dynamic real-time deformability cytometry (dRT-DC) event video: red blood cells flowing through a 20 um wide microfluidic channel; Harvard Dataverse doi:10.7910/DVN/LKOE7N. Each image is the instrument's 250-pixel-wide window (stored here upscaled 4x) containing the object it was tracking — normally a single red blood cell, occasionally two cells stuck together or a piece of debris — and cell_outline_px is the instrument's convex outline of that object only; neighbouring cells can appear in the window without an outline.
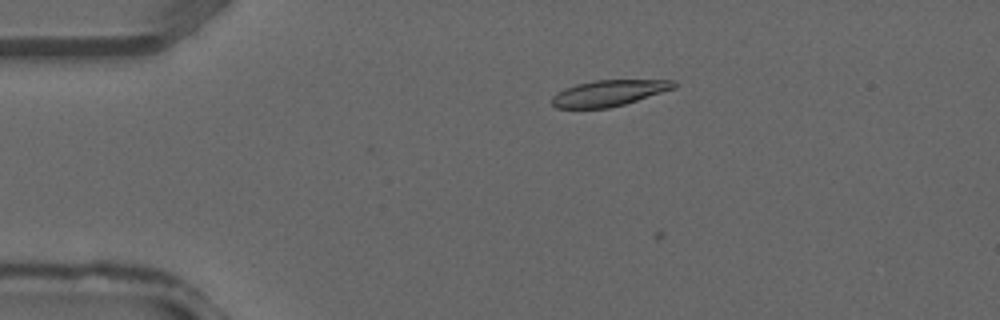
{"species": "common noctule bat (a hibernating species)", "species_latin": "Nyctalus noctula", "temperature_condition": "warm", "stored_images_in_passage": 15, "camera_frame_rate_fps": 3000, "um_per_image_px": 0.085, "animal": {"sex": "male", "forearm_length_mm": 52.5}, "frame": {"image": 1, "passage_image": 6, "time_ms": 1.667, "image_size_px": [1000, 320], "cell_outline_px": [[676, 88], [624, 104], [608, 108], [556, 108], [552, 104], [552, 96], [556, 92], [564, 88], [576, 84], [596, 80], [676, 80]], "centroid_in_image_um": [51.74, 7.91], "position_along_channel_um": 33.3, "area_um2": 18.5}}
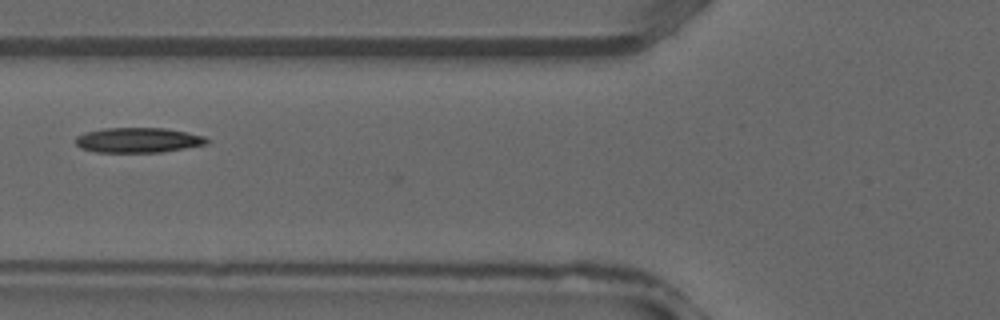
{"frame": {"image": 2, "passage_image": 13, "time_ms": 4.0, "image_size_px": [1000, 320], "cell_outline_px": [[208, 144], [160, 152], [96, 152], [80, 148], [76, 144], [76, 136], [84, 132], [104, 128], [164, 128], [188, 132], [204, 136], [208, 140]], "centroid_in_image_um": [11.72, 11.9], "position_along_channel_um": 114.1, "area_um2": 19.13}}